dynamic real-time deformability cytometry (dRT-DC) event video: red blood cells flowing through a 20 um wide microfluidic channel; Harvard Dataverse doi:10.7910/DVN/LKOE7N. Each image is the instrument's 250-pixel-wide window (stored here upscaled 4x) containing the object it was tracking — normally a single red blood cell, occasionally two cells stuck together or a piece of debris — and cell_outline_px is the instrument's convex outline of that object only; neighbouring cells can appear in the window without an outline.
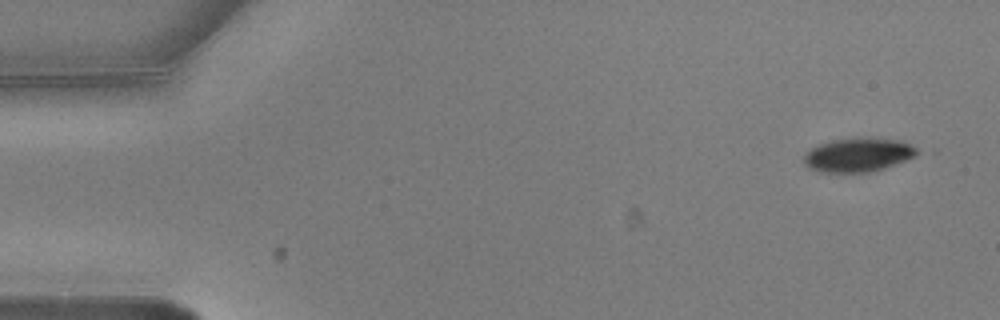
{"species": "common noctule bat (a hibernating species)", "species_latin": "Nyctalus noctula", "temperature_condition": "warm", "stored_images_in_passage": 10, "camera_frame_rate_fps": 3000, "um_per_image_px": 0.085, "animal": {"sex": "male", "body_mass_g": 20.5, "forearm_length_mm": 52.5}, "frame": {"image": 1, "passage_image": 1, "time_ms": 0.0, "image_size_px": [1000, 320], "cell_outline_px": [[924, 152], [916, 156], [884, 168], [872, 172], [824, 172], [812, 168], [804, 164], [804, 156], [812, 148], [820, 144], [832, 140], [900, 140], [912, 144], [920, 148]], "centroid_in_image_um": [73.03, 13.19], "position_along_channel_um": 12.0, "area_um2": 21.68}}
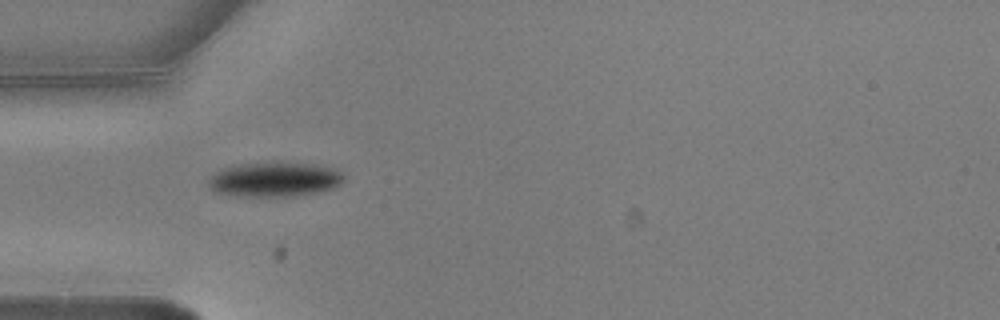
{"frame": {"image": 2, "passage_image": 4, "time_ms": 1.0, "image_size_px": [1000, 320], "cell_outline_px": [[344, 180], [340, 184], [332, 188], [320, 192], [296, 196], [240, 196], [216, 192], [208, 184], [208, 180], [216, 172], [224, 168], [236, 164], [272, 160], [280, 160], [316, 164], [336, 168], [344, 172]], "centroid_in_image_um": [23.41, 15.2], "position_along_channel_um": 61.6, "area_um2": 28.21}}
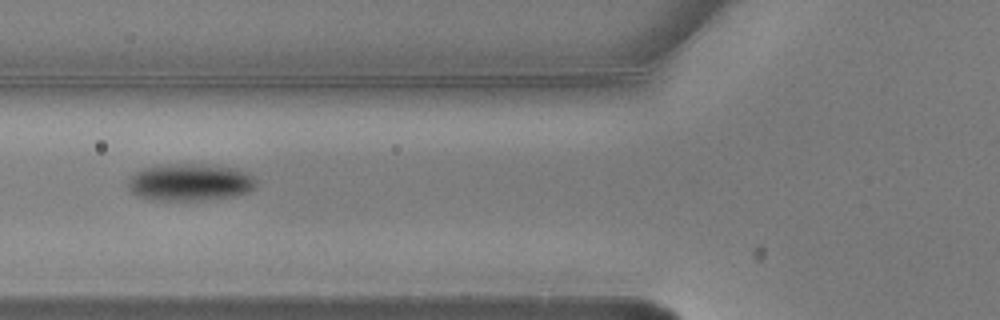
{"frame": {"image": 3, "passage_image": 5, "time_ms": 1.333, "image_size_px": [1000, 320], "cell_outline_px": [[256, 188], [248, 192], [232, 196], [204, 200], [152, 200], [136, 196], [128, 188], [128, 176], [140, 168], [160, 164], [204, 164], [236, 168], [248, 172], [256, 180]], "centroid_in_image_um": [16.11, 15.48], "position_along_channel_um": 109.7, "area_um2": 28.26}}